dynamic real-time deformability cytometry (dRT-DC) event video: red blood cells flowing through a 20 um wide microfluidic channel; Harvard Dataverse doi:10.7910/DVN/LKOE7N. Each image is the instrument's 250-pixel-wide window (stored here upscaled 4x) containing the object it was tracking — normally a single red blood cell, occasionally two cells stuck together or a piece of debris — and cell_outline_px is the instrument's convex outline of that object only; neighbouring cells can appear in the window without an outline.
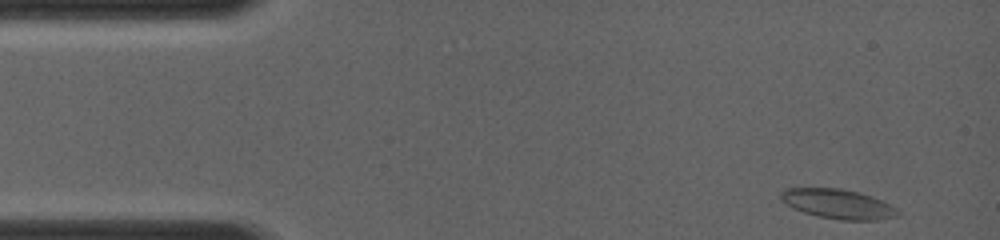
{"species": "common noctule bat (a hibernating species)", "species_latin": "Nyctalus noctula", "temperature_condition": "room temperature", "stored_images_in_passage": 9, "camera_frame_rate_fps": 4000, "um_per_image_px": 0.085, "animal": {"sex": "female", "body_mass_g": 19.0, "forearm_length_mm": 56.7}, "frame": {"image": 1, "passage_image": 1, "time_ms": 0.0, "image_size_px": [1000, 240], "cell_outline_px": [[900, 216], [876, 220], [840, 220], [820, 216], [804, 212], [780, 200], [780, 192], [784, 188], [840, 188], [860, 192], [872, 196], [896, 208], [900, 212]], "centroid_in_image_um": [71.25, 17.33], "position_along_channel_um": 13.8, "area_um2": 20.06}}
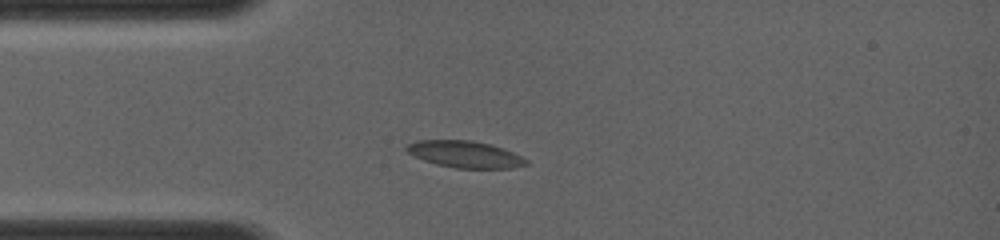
{"frame": {"image": 2, "passage_image": 8, "time_ms": 2.5, "image_size_px": [1000, 240], "cell_outline_px": [[528, 164], [512, 168], [456, 168], [436, 164], [424, 160], [408, 152], [404, 148], [408, 144], [416, 140], [472, 140], [492, 144], [504, 148], [528, 160]], "centroid_in_image_um": [39.53, 13.1], "position_along_channel_um": 45.5, "area_um2": 18.61}}